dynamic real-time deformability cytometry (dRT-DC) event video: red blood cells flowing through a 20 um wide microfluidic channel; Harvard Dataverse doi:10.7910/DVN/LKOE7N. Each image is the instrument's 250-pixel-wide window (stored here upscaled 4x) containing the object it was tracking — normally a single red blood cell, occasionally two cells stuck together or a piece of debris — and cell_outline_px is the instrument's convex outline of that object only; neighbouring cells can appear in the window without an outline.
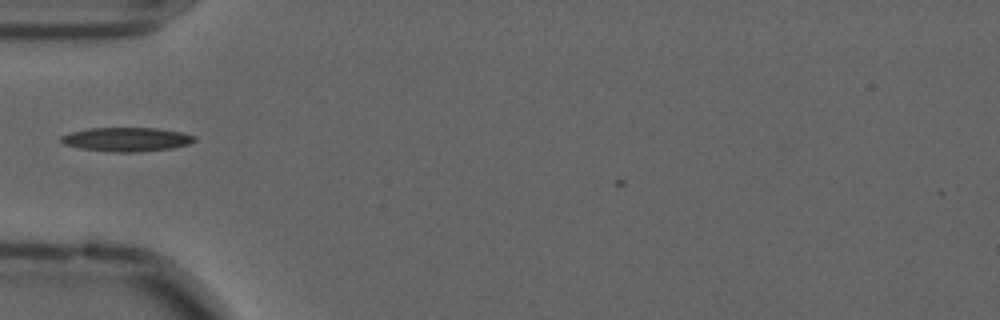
{"species": "common noctule bat (a hibernating species)", "species_latin": "Nyctalus noctula", "temperature_condition": "cold", "stored_images_in_passage": 4, "camera_frame_rate_fps": 3000, "um_per_image_px": 0.085, "animal": {"sex": "male", "forearm_length_mm": 52.5}, "frame": {"image": 1, "passage_image": 1, "time_ms": 0.0, "image_size_px": [1000, 320], "cell_outline_px": [[196, 140], [188, 144], [172, 148], [140, 152], [112, 152], [80, 148], [64, 144], [60, 140], [60, 136], [72, 132], [88, 128], [156, 128], [184, 132], [196, 136]], "centroid_in_image_um": [10.79, 11.84], "position_along_channel_um": 74.2, "area_um2": 18.73}}